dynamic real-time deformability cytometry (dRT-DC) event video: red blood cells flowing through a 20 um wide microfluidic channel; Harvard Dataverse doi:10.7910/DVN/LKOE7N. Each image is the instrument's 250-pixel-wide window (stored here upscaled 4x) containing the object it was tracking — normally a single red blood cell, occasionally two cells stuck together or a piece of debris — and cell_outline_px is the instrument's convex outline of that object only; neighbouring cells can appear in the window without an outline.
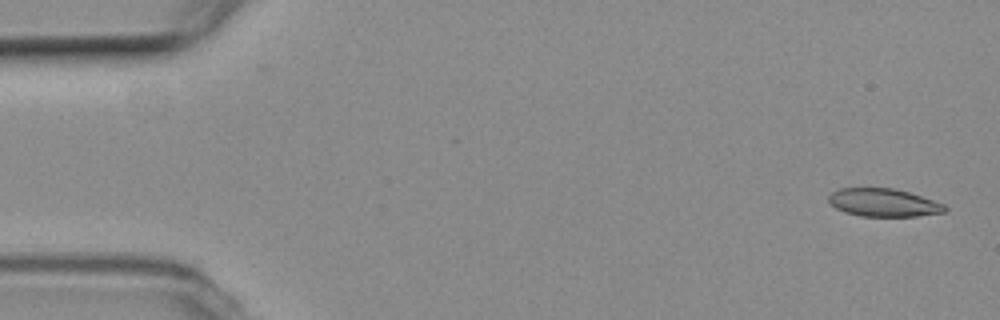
{"species": "common noctule bat (a hibernating species)", "species_latin": "Nyctalus noctula", "temperature_condition": "room temperature", "stored_images_in_passage": 6, "camera_frame_rate_fps": 3000, "um_per_image_px": 0.085, "animal": {"sex": "female", "body_mass_g": 19.3, "forearm_length_mm": 54.1}, "frame": {"image": 1, "passage_image": 1, "time_ms": 0.0, "image_size_px": [1000, 320], "cell_outline_px": [[948, 208], [944, 212], [916, 216], [860, 216], [844, 212], [836, 208], [828, 200], [828, 196], [832, 192], [840, 188], [892, 188], [908, 192], [944, 204]], "centroid_in_image_um": [75.07, 17.22], "position_along_channel_um": 9.9, "area_um2": 18.79}}